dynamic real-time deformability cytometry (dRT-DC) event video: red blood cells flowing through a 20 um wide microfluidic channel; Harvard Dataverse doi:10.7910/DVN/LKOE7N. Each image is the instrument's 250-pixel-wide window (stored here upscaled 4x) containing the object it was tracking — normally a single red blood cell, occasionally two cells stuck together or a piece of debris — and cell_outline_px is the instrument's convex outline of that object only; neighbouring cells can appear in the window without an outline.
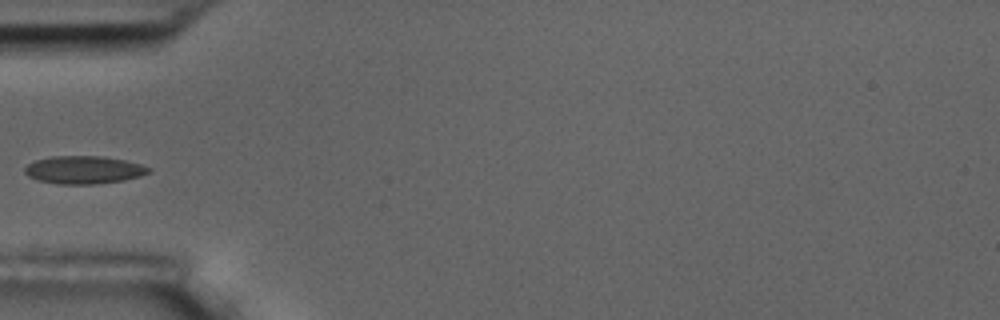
{"species": "common noctule bat (a hibernating species)", "species_latin": "Nyctalus noctula", "temperature_condition": "room temperature", "stored_images_in_passage": 6, "camera_frame_rate_fps": 3000, "um_per_image_px": 0.085, "animal": {"sex": "male", "body_mass_g": 17.5, "forearm_length_mm": 52.3}, "frame": {"image": 1, "passage_image": 6, "time_ms": 5.667, "image_size_px": [1000, 320], "cell_outline_px": [[152, 168], [148, 172], [140, 176], [124, 180], [96, 184], [60, 184], [36, 180], [28, 176], [24, 172], [24, 168], [28, 164], [36, 160], [48, 156], [100, 156], [124, 160], [140, 164]], "centroid_in_image_um": [7.09, 14.44], "position_along_channel_um": 77.9, "area_um2": 20.11}}